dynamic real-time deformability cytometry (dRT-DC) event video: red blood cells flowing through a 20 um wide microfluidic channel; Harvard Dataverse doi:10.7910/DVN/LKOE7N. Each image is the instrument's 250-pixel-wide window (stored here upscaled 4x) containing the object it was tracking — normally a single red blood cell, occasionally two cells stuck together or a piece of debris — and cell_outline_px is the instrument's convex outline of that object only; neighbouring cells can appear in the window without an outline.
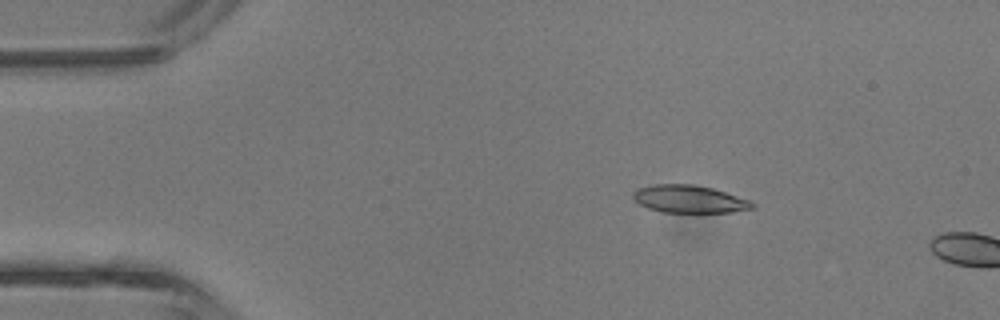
{"species": "common noctule bat (a hibernating species)", "species_latin": "Nyctalus noctula", "temperature_condition": "room temperature", "stored_images_in_passage": 10, "camera_frame_rate_fps": 3000, "um_per_image_px": 0.085, "animal": {"sex": "male", "body_mass_g": 13.3}, "frame": {"image": 1, "passage_image": 7, "time_ms": 2.0, "image_size_px": [1000, 320], "cell_outline_px": [[756, 208], [732, 212], [664, 212], [648, 208], [640, 204], [632, 196], [632, 192], [640, 188], [652, 184], [692, 184], [712, 188], [752, 200], [756, 204]], "centroid_in_image_um": [58.64, 16.92], "position_along_channel_um": 26.4, "area_um2": 19.25}}